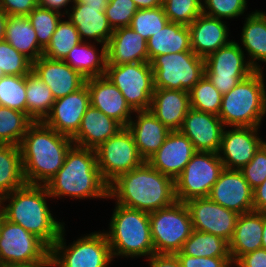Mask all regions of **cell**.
<instances>
[{
    "instance_id": "cell-57",
    "label": "cell",
    "mask_w": 266,
    "mask_h": 267,
    "mask_svg": "<svg viewBox=\"0 0 266 267\" xmlns=\"http://www.w3.org/2000/svg\"><path fill=\"white\" fill-rule=\"evenodd\" d=\"M0 267H34V266L18 265V264H2Z\"/></svg>"
},
{
    "instance_id": "cell-49",
    "label": "cell",
    "mask_w": 266,
    "mask_h": 267,
    "mask_svg": "<svg viewBox=\"0 0 266 267\" xmlns=\"http://www.w3.org/2000/svg\"><path fill=\"white\" fill-rule=\"evenodd\" d=\"M38 6V0H0V8L8 16H28Z\"/></svg>"
},
{
    "instance_id": "cell-48",
    "label": "cell",
    "mask_w": 266,
    "mask_h": 267,
    "mask_svg": "<svg viewBox=\"0 0 266 267\" xmlns=\"http://www.w3.org/2000/svg\"><path fill=\"white\" fill-rule=\"evenodd\" d=\"M181 267H232L231 257H192L177 255Z\"/></svg>"
},
{
    "instance_id": "cell-40",
    "label": "cell",
    "mask_w": 266,
    "mask_h": 267,
    "mask_svg": "<svg viewBox=\"0 0 266 267\" xmlns=\"http://www.w3.org/2000/svg\"><path fill=\"white\" fill-rule=\"evenodd\" d=\"M26 76L5 75L0 78V106L27 114Z\"/></svg>"
},
{
    "instance_id": "cell-58",
    "label": "cell",
    "mask_w": 266,
    "mask_h": 267,
    "mask_svg": "<svg viewBox=\"0 0 266 267\" xmlns=\"http://www.w3.org/2000/svg\"><path fill=\"white\" fill-rule=\"evenodd\" d=\"M89 0H73V3H87Z\"/></svg>"
},
{
    "instance_id": "cell-8",
    "label": "cell",
    "mask_w": 266,
    "mask_h": 267,
    "mask_svg": "<svg viewBox=\"0 0 266 267\" xmlns=\"http://www.w3.org/2000/svg\"><path fill=\"white\" fill-rule=\"evenodd\" d=\"M0 261L34 267H50V248L22 226L0 214Z\"/></svg>"
},
{
    "instance_id": "cell-13",
    "label": "cell",
    "mask_w": 266,
    "mask_h": 267,
    "mask_svg": "<svg viewBox=\"0 0 266 267\" xmlns=\"http://www.w3.org/2000/svg\"><path fill=\"white\" fill-rule=\"evenodd\" d=\"M245 59L244 51L235 41L210 54L204 59L205 76L223 95L256 70Z\"/></svg>"
},
{
    "instance_id": "cell-37",
    "label": "cell",
    "mask_w": 266,
    "mask_h": 267,
    "mask_svg": "<svg viewBox=\"0 0 266 267\" xmlns=\"http://www.w3.org/2000/svg\"><path fill=\"white\" fill-rule=\"evenodd\" d=\"M34 121L24 112L0 106V144L20 146Z\"/></svg>"
},
{
    "instance_id": "cell-12",
    "label": "cell",
    "mask_w": 266,
    "mask_h": 267,
    "mask_svg": "<svg viewBox=\"0 0 266 267\" xmlns=\"http://www.w3.org/2000/svg\"><path fill=\"white\" fill-rule=\"evenodd\" d=\"M105 76L121 91L134 111L149 110L154 92L150 62L106 66Z\"/></svg>"
},
{
    "instance_id": "cell-29",
    "label": "cell",
    "mask_w": 266,
    "mask_h": 267,
    "mask_svg": "<svg viewBox=\"0 0 266 267\" xmlns=\"http://www.w3.org/2000/svg\"><path fill=\"white\" fill-rule=\"evenodd\" d=\"M264 213L250 211L238 216L229 251L234 264L242 255L262 248Z\"/></svg>"
},
{
    "instance_id": "cell-6",
    "label": "cell",
    "mask_w": 266,
    "mask_h": 267,
    "mask_svg": "<svg viewBox=\"0 0 266 267\" xmlns=\"http://www.w3.org/2000/svg\"><path fill=\"white\" fill-rule=\"evenodd\" d=\"M109 232H104L108 239L113 258L141 257L148 258L155 254L151 238L149 213L115 205Z\"/></svg>"
},
{
    "instance_id": "cell-36",
    "label": "cell",
    "mask_w": 266,
    "mask_h": 267,
    "mask_svg": "<svg viewBox=\"0 0 266 267\" xmlns=\"http://www.w3.org/2000/svg\"><path fill=\"white\" fill-rule=\"evenodd\" d=\"M176 255H188L192 257H231L229 242L225 239L194 230L184 242L180 252Z\"/></svg>"
},
{
    "instance_id": "cell-46",
    "label": "cell",
    "mask_w": 266,
    "mask_h": 267,
    "mask_svg": "<svg viewBox=\"0 0 266 267\" xmlns=\"http://www.w3.org/2000/svg\"><path fill=\"white\" fill-rule=\"evenodd\" d=\"M246 2V0H203L202 13L221 20L235 18L245 12Z\"/></svg>"
},
{
    "instance_id": "cell-4",
    "label": "cell",
    "mask_w": 266,
    "mask_h": 267,
    "mask_svg": "<svg viewBox=\"0 0 266 267\" xmlns=\"http://www.w3.org/2000/svg\"><path fill=\"white\" fill-rule=\"evenodd\" d=\"M45 187L52 198H109V184L102 178L94 149L72 145L63 166Z\"/></svg>"
},
{
    "instance_id": "cell-2",
    "label": "cell",
    "mask_w": 266,
    "mask_h": 267,
    "mask_svg": "<svg viewBox=\"0 0 266 267\" xmlns=\"http://www.w3.org/2000/svg\"><path fill=\"white\" fill-rule=\"evenodd\" d=\"M73 145L71 137L56 132L43 122H33L20 144L26 184L46 185L63 166Z\"/></svg>"
},
{
    "instance_id": "cell-35",
    "label": "cell",
    "mask_w": 266,
    "mask_h": 267,
    "mask_svg": "<svg viewBox=\"0 0 266 267\" xmlns=\"http://www.w3.org/2000/svg\"><path fill=\"white\" fill-rule=\"evenodd\" d=\"M27 115L42 122L50 113L55 98L49 87L33 71L26 75Z\"/></svg>"
},
{
    "instance_id": "cell-22",
    "label": "cell",
    "mask_w": 266,
    "mask_h": 267,
    "mask_svg": "<svg viewBox=\"0 0 266 267\" xmlns=\"http://www.w3.org/2000/svg\"><path fill=\"white\" fill-rule=\"evenodd\" d=\"M90 95V105L127 127L135 111L128 105L121 91L106 76L85 81Z\"/></svg>"
},
{
    "instance_id": "cell-52",
    "label": "cell",
    "mask_w": 266,
    "mask_h": 267,
    "mask_svg": "<svg viewBox=\"0 0 266 267\" xmlns=\"http://www.w3.org/2000/svg\"><path fill=\"white\" fill-rule=\"evenodd\" d=\"M254 211L266 213V180L253 189Z\"/></svg>"
},
{
    "instance_id": "cell-43",
    "label": "cell",
    "mask_w": 266,
    "mask_h": 267,
    "mask_svg": "<svg viewBox=\"0 0 266 267\" xmlns=\"http://www.w3.org/2000/svg\"><path fill=\"white\" fill-rule=\"evenodd\" d=\"M32 71V61L14 49L7 41H0V78L5 75L26 76Z\"/></svg>"
},
{
    "instance_id": "cell-51",
    "label": "cell",
    "mask_w": 266,
    "mask_h": 267,
    "mask_svg": "<svg viewBox=\"0 0 266 267\" xmlns=\"http://www.w3.org/2000/svg\"><path fill=\"white\" fill-rule=\"evenodd\" d=\"M147 261H149L150 267H181L176 254L155 253Z\"/></svg>"
},
{
    "instance_id": "cell-50",
    "label": "cell",
    "mask_w": 266,
    "mask_h": 267,
    "mask_svg": "<svg viewBox=\"0 0 266 267\" xmlns=\"http://www.w3.org/2000/svg\"><path fill=\"white\" fill-rule=\"evenodd\" d=\"M235 267H266V249H258L242 255L234 264Z\"/></svg>"
},
{
    "instance_id": "cell-32",
    "label": "cell",
    "mask_w": 266,
    "mask_h": 267,
    "mask_svg": "<svg viewBox=\"0 0 266 267\" xmlns=\"http://www.w3.org/2000/svg\"><path fill=\"white\" fill-rule=\"evenodd\" d=\"M241 33V41L247 51L248 61L256 70H262L257 61L266 63V15L265 12L255 11L245 18Z\"/></svg>"
},
{
    "instance_id": "cell-24",
    "label": "cell",
    "mask_w": 266,
    "mask_h": 267,
    "mask_svg": "<svg viewBox=\"0 0 266 267\" xmlns=\"http://www.w3.org/2000/svg\"><path fill=\"white\" fill-rule=\"evenodd\" d=\"M107 65L148 62L147 40L130 26L113 30L106 45Z\"/></svg>"
},
{
    "instance_id": "cell-14",
    "label": "cell",
    "mask_w": 266,
    "mask_h": 267,
    "mask_svg": "<svg viewBox=\"0 0 266 267\" xmlns=\"http://www.w3.org/2000/svg\"><path fill=\"white\" fill-rule=\"evenodd\" d=\"M95 151L101 176L108 184L145 161L139 155L134 138L127 127L111 136Z\"/></svg>"
},
{
    "instance_id": "cell-23",
    "label": "cell",
    "mask_w": 266,
    "mask_h": 267,
    "mask_svg": "<svg viewBox=\"0 0 266 267\" xmlns=\"http://www.w3.org/2000/svg\"><path fill=\"white\" fill-rule=\"evenodd\" d=\"M32 71L49 87L55 100L77 91L86 81L63 60H54L43 55L32 62Z\"/></svg>"
},
{
    "instance_id": "cell-53",
    "label": "cell",
    "mask_w": 266,
    "mask_h": 267,
    "mask_svg": "<svg viewBox=\"0 0 266 267\" xmlns=\"http://www.w3.org/2000/svg\"><path fill=\"white\" fill-rule=\"evenodd\" d=\"M70 2L72 4L73 0H38V6L62 13L61 8H66Z\"/></svg>"
},
{
    "instance_id": "cell-20",
    "label": "cell",
    "mask_w": 266,
    "mask_h": 267,
    "mask_svg": "<svg viewBox=\"0 0 266 267\" xmlns=\"http://www.w3.org/2000/svg\"><path fill=\"white\" fill-rule=\"evenodd\" d=\"M224 129L225 126L218 115L191 108L179 131L192 142L196 151L218 153Z\"/></svg>"
},
{
    "instance_id": "cell-55",
    "label": "cell",
    "mask_w": 266,
    "mask_h": 267,
    "mask_svg": "<svg viewBox=\"0 0 266 267\" xmlns=\"http://www.w3.org/2000/svg\"><path fill=\"white\" fill-rule=\"evenodd\" d=\"M7 18L8 15L0 8V41L4 40Z\"/></svg>"
},
{
    "instance_id": "cell-26",
    "label": "cell",
    "mask_w": 266,
    "mask_h": 267,
    "mask_svg": "<svg viewBox=\"0 0 266 267\" xmlns=\"http://www.w3.org/2000/svg\"><path fill=\"white\" fill-rule=\"evenodd\" d=\"M191 109L188 91L154 89L149 111L170 131H179Z\"/></svg>"
},
{
    "instance_id": "cell-47",
    "label": "cell",
    "mask_w": 266,
    "mask_h": 267,
    "mask_svg": "<svg viewBox=\"0 0 266 267\" xmlns=\"http://www.w3.org/2000/svg\"><path fill=\"white\" fill-rule=\"evenodd\" d=\"M252 189L266 180V142L255 153L251 161L241 169Z\"/></svg>"
},
{
    "instance_id": "cell-41",
    "label": "cell",
    "mask_w": 266,
    "mask_h": 267,
    "mask_svg": "<svg viewBox=\"0 0 266 267\" xmlns=\"http://www.w3.org/2000/svg\"><path fill=\"white\" fill-rule=\"evenodd\" d=\"M169 22L163 6L138 9L132 17L130 27L145 40L161 30Z\"/></svg>"
},
{
    "instance_id": "cell-54",
    "label": "cell",
    "mask_w": 266,
    "mask_h": 267,
    "mask_svg": "<svg viewBox=\"0 0 266 267\" xmlns=\"http://www.w3.org/2000/svg\"><path fill=\"white\" fill-rule=\"evenodd\" d=\"M138 9L157 8L163 5V0H133Z\"/></svg>"
},
{
    "instance_id": "cell-10",
    "label": "cell",
    "mask_w": 266,
    "mask_h": 267,
    "mask_svg": "<svg viewBox=\"0 0 266 267\" xmlns=\"http://www.w3.org/2000/svg\"><path fill=\"white\" fill-rule=\"evenodd\" d=\"M154 89L190 91L205 76L204 58L193 51L159 55L151 61Z\"/></svg>"
},
{
    "instance_id": "cell-1",
    "label": "cell",
    "mask_w": 266,
    "mask_h": 267,
    "mask_svg": "<svg viewBox=\"0 0 266 267\" xmlns=\"http://www.w3.org/2000/svg\"><path fill=\"white\" fill-rule=\"evenodd\" d=\"M109 198L121 206L151 213L176 201L174 180L144 161L109 184Z\"/></svg>"
},
{
    "instance_id": "cell-19",
    "label": "cell",
    "mask_w": 266,
    "mask_h": 267,
    "mask_svg": "<svg viewBox=\"0 0 266 267\" xmlns=\"http://www.w3.org/2000/svg\"><path fill=\"white\" fill-rule=\"evenodd\" d=\"M89 106L90 95L85 83L77 91L56 99L42 122L56 132L72 138L79 130L82 117Z\"/></svg>"
},
{
    "instance_id": "cell-39",
    "label": "cell",
    "mask_w": 266,
    "mask_h": 267,
    "mask_svg": "<svg viewBox=\"0 0 266 267\" xmlns=\"http://www.w3.org/2000/svg\"><path fill=\"white\" fill-rule=\"evenodd\" d=\"M191 108L200 112L219 114L222 94L203 76L189 91Z\"/></svg>"
},
{
    "instance_id": "cell-44",
    "label": "cell",
    "mask_w": 266,
    "mask_h": 267,
    "mask_svg": "<svg viewBox=\"0 0 266 267\" xmlns=\"http://www.w3.org/2000/svg\"><path fill=\"white\" fill-rule=\"evenodd\" d=\"M169 22L189 26L202 13V0H163Z\"/></svg>"
},
{
    "instance_id": "cell-38",
    "label": "cell",
    "mask_w": 266,
    "mask_h": 267,
    "mask_svg": "<svg viewBox=\"0 0 266 267\" xmlns=\"http://www.w3.org/2000/svg\"><path fill=\"white\" fill-rule=\"evenodd\" d=\"M81 41L77 28L69 20H60L50 43L43 50V56L54 60H64Z\"/></svg>"
},
{
    "instance_id": "cell-45",
    "label": "cell",
    "mask_w": 266,
    "mask_h": 267,
    "mask_svg": "<svg viewBox=\"0 0 266 267\" xmlns=\"http://www.w3.org/2000/svg\"><path fill=\"white\" fill-rule=\"evenodd\" d=\"M137 10L133 0H109L105 14L110 27L115 30L130 26Z\"/></svg>"
},
{
    "instance_id": "cell-34",
    "label": "cell",
    "mask_w": 266,
    "mask_h": 267,
    "mask_svg": "<svg viewBox=\"0 0 266 267\" xmlns=\"http://www.w3.org/2000/svg\"><path fill=\"white\" fill-rule=\"evenodd\" d=\"M25 184L20 147L0 144V198Z\"/></svg>"
},
{
    "instance_id": "cell-31",
    "label": "cell",
    "mask_w": 266,
    "mask_h": 267,
    "mask_svg": "<svg viewBox=\"0 0 266 267\" xmlns=\"http://www.w3.org/2000/svg\"><path fill=\"white\" fill-rule=\"evenodd\" d=\"M4 40L32 62L43 55L44 49L38 44L35 30L27 16H8Z\"/></svg>"
},
{
    "instance_id": "cell-28",
    "label": "cell",
    "mask_w": 266,
    "mask_h": 267,
    "mask_svg": "<svg viewBox=\"0 0 266 267\" xmlns=\"http://www.w3.org/2000/svg\"><path fill=\"white\" fill-rule=\"evenodd\" d=\"M136 120L127 125L131 132L139 155L147 161L159 150L171 132L149 110L135 111Z\"/></svg>"
},
{
    "instance_id": "cell-17",
    "label": "cell",
    "mask_w": 266,
    "mask_h": 267,
    "mask_svg": "<svg viewBox=\"0 0 266 267\" xmlns=\"http://www.w3.org/2000/svg\"><path fill=\"white\" fill-rule=\"evenodd\" d=\"M108 3L109 0L73 3L71 13L67 9L63 15H69L68 20L77 28L82 41H86L84 39L87 38L95 40L98 44L107 45L113 33L105 14Z\"/></svg>"
},
{
    "instance_id": "cell-7",
    "label": "cell",
    "mask_w": 266,
    "mask_h": 267,
    "mask_svg": "<svg viewBox=\"0 0 266 267\" xmlns=\"http://www.w3.org/2000/svg\"><path fill=\"white\" fill-rule=\"evenodd\" d=\"M64 227L50 248V267H109L113 260L106 234L92 232L66 246Z\"/></svg>"
},
{
    "instance_id": "cell-27",
    "label": "cell",
    "mask_w": 266,
    "mask_h": 267,
    "mask_svg": "<svg viewBox=\"0 0 266 267\" xmlns=\"http://www.w3.org/2000/svg\"><path fill=\"white\" fill-rule=\"evenodd\" d=\"M122 128L119 122L90 105L82 117L79 130L71 139L74 145L95 150Z\"/></svg>"
},
{
    "instance_id": "cell-21",
    "label": "cell",
    "mask_w": 266,
    "mask_h": 267,
    "mask_svg": "<svg viewBox=\"0 0 266 267\" xmlns=\"http://www.w3.org/2000/svg\"><path fill=\"white\" fill-rule=\"evenodd\" d=\"M196 152L192 142L184 134L171 131L163 145L147 162L155 170L175 180Z\"/></svg>"
},
{
    "instance_id": "cell-3",
    "label": "cell",
    "mask_w": 266,
    "mask_h": 267,
    "mask_svg": "<svg viewBox=\"0 0 266 267\" xmlns=\"http://www.w3.org/2000/svg\"><path fill=\"white\" fill-rule=\"evenodd\" d=\"M47 197L51 196L45 185L25 184L0 198V214L33 233L51 248L58 240L64 223L53 218ZM7 200L9 204L5 206Z\"/></svg>"
},
{
    "instance_id": "cell-25",
    "label": "cell",
    "mask_w": 266,
    "mask_h": 267,
    "mask_svg": "<svg viewBox=\"0 0 266 267\" xmlns=\"http://www.w3.org/2000/svg\"><path fill=\"white\" fill-rule=\"evenodd\" d=\"M189 29L191 50L204 59L230 42L229 29L219 18L201 13L189 25Z\"/></svg>"
},
{
    "instance_id": "cell-30",
    "label": "cell",
    "mask_w": 266,
    "mask_h": 267,
    "mask_svg": "<svg viewBox=\"0 0 266 267\" xmlns=\"http://www.w3.org/2000/svg\"><path fill=\"white\" fill-rule=\"evenodd\" d=\"M148 62L159 55L192 51L189 26L168 22L147 40Z\"/></svg>"
},
{
    "instance_id": "cell-9",
    "label": "cell",
    "mask_w": 266,
    "mask_h": 267,
    "mask_svg": "<svg viewBox=\"0 0 266 267\" xmlns=\"http://www.w3.org/2000/svg\"><path fill=\"white\" fill-rule=\"evenodd\" d=\"M149 221L154 251L158 254L180 252L193 231L186 204L177 200L168 207L149 213Z\"/></svg>"
},
{
    "instance_id": "cell-42",
    "label": "cell",
    "mask_w": 266,
    "mask_h": 267,
    "mask_svg": "<svg viewBox=\"0 0 266 267\" xmlns=\"http://www.w3.org/2000/svg\"><path fill=\"white\" fill-rule=\"evenodd\" d=\"M62 16L65 15L40 6L33 9L27 16L35 30L38 44L43 49L50 43L51 37Z\"/></svg>"
},
{
    "instance_id": "cell-33",
    "label": "cell",
    "mask_w": 266,
    "mask_h": 267,
    "mask_svg": "<svg viewBox=\"0 0 266 267\" xmlns=\"http://www.w3.org/2000/svg\"><path fill=\"white\" fill-rule=\"evenodd\" d=\"M101 52L87 41H81L63 60L72 69L78 71L85 79L104 76L107 65L106 45L101 46Z\"/></svg>"
},
{
    "instance_id": "cell-56",
    "label": "cell",
    "mask_w": 266,
    "mask_h": 267,
    "mask_svg": "<svg viewBox=\"0 0 266 267\" xmlns=\"http://www.w3.org/2000/svg\"><path fill=\"white\" fill-rule=\"evenodd\" d=\"M262 248L266 249V213H264V226L262 231Z\"/></svg>"
},
{
    "instance_id": "cell-18",
    "label": "cell",
    "mask_w": 266,
    "mask_h": 267,
    "mask_svg": "<svg viewBox=\"0 0 266 267\" xmlns=\"http://www.w3.org/2000/svg\"><path fill=\"white\" fill-rule=\"evenodd\" d=\"M208 197L239 215L254 210L253 189L241 170L224 168Z\"/></svg>"
},
{
    "instance_id": "cell-15",
    "label": "cell",
    "mask_w": 266,
    "mask_h": 267,
    "mask_svg": "<svg viewBox=\"0 0 266 267\" xmlns=\"http://www.w3.org/2000/svg\"><path fill=\"white\" fill-rule=\"evenodd\" d=\"M185 204L194 230L231 241L239 214L215 203L209 197L193 198Z\"/></svg>"
},
{
    "instance_id": "cell-11",
    "label": "cell",
    "mask_w": 266,
    "mask_h": 267,
    "mask_svg": "<svg viewBox=\"0 0 266 267\" xmlns=\"http://www.w3.org/2000/svg\"><path fill=\"white\" fill-rule=\"evenodd\" d=\"M223 169L218 153L197 151L174 180L176 200L208 197Z\"/></svg>"
},
{
    "instance_id": "cell-5",
    "label": "cell",
    "mask_w": 266,
    "mask_h": 267,
    "mask_svg": "<svg viewBox=\"0 0 266 267\" xmlns=\"http://www.w3.org/2000/svg\"><path fill=\"white\" fill-rule=\"evenodd\" d=\"M263 70L253 72L223 94L218 117L226 127H259L266 115Z\"/></svg>"
},
{
    "instance_id": "cell-16",
    "label": "cell",
    "mask_w": 266,
    "mask_h": 267,
    "mask_svg": "<svg viewBox=\"0 0 266 267\" xmlns=\"http://www.w3.org/2000/svg\"><path fill=\"white\" fill-rule=\"evenodd\" d=\"M258 128L232 127L231 130H223L218 154L224 168L241 170L251 161L255 153L266 142L258 136Z\"/></svg>"
}]
</instances>
